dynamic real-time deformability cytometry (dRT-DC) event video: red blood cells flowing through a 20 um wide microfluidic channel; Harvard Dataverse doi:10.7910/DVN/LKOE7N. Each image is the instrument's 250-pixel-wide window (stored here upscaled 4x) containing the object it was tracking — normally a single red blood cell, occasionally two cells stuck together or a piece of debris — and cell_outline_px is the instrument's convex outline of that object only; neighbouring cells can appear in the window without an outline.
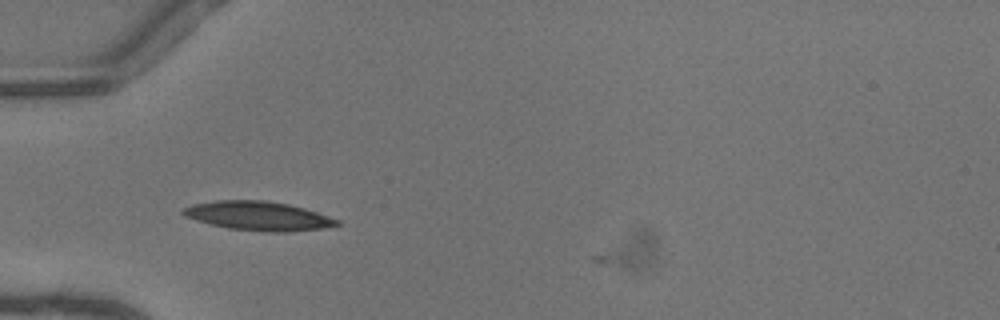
{"species": "common noctule bat (a hibernating species)", "species_latin": "Nyctalus noctula", "temperature_condition": "warm", "stored_images_in_passage": 40, "camera_frame_rate_fps": 3000, "um_per_image_px": 0.085, "animal": {"sex": "female"}, "frame": {"image": 1, "passage_image": 12, "time_ms": 3.667, "image_size_px": [1000, 320], "cell_outline_px": [[340, 224], [320, 228], [288, 232], [268, 232], [228, 228], [196, 220], [184, 216], [180, 212], [184, 208], [192, 204], [216, 200], [264, 200], [288, 204], [304, 208], [340, 220]], "centroid_in_image_um": [21.93, 18.35], "position_along_channel_um": 63.1, "area_um2": 25.84}}
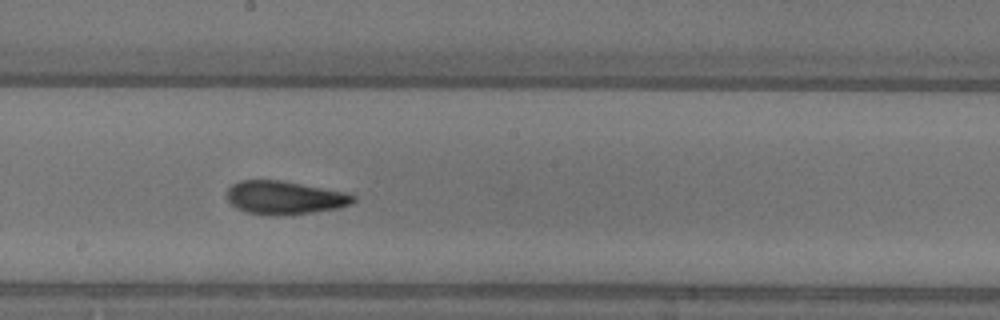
{"frame": {"image": 2, "passage_image": 24, "time_ms": 7.667, "image_size_px": [1000, 320], "cell_outline_px": [[356, 200], [352, 204], [340, 208], [276, 216], [248, 212], [236, 208], [228, 200], [228, 188], [232, 184], [240, 180], [280, 180], [344, 192], [356, 196]], "centroid_in_image_um": [24.2, 16.79], "position_along_channel_um": 224.0, "area_um2": 24.28}}
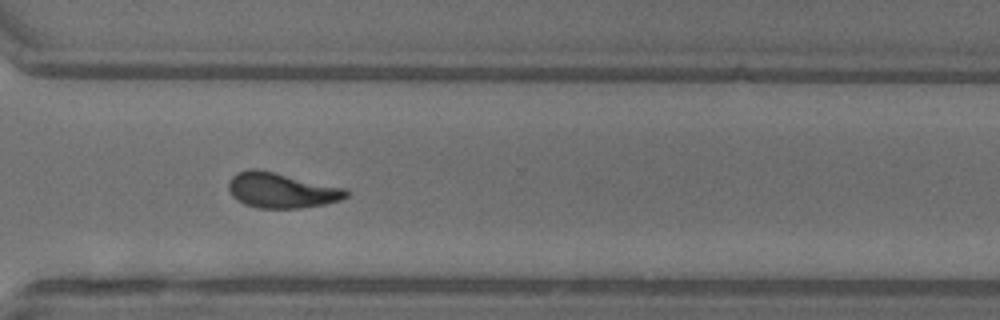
{"frame": {"image": 3, "passage_image": 33, "time_ms": 10.667, "image_size_px": [1000, 320], "cell_outline_px": [[348, 196], [340, 200], [324, 204], [300, 208], [256, 208], [244, 204], [236, 200], [232, 196], [228, 188], [228, 180], [232, 176], [248, 168], [256, 168], [344, 188], [348, 192]], "centroid_in_image_um": [23.87, 16.18], "position_along_channel_um": 346.7, "area_um2": 24.04}, "authors_computed_cell_mechanics": {"area_um2": 23.4668, "velocity_mm_per_s": 4.0996, "shape_relaxation_time_tau1_ms": 4.6746, "shape_relaxation_time_tau2_ms": 2.5488, "deformation_change_tau1": 0.1744, "deformation_change_tau2": 0.0905}}